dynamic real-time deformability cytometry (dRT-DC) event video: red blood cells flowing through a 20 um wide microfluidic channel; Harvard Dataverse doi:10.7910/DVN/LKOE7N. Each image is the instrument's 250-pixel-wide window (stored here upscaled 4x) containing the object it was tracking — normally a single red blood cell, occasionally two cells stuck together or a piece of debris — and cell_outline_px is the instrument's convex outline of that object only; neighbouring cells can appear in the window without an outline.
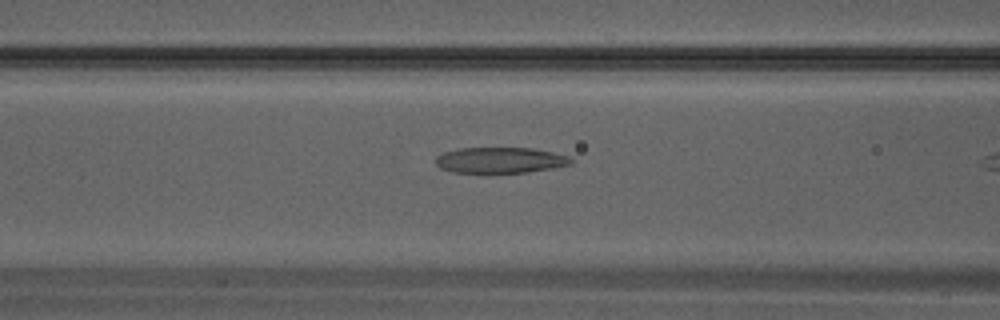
{"species": "Egyptian fruit bat (a non-hibernating species)", "species_latin": "Rousettus aegyptiacus", "temperature_condition": "warm", "stored_images_in_passage": 6, "camera_frame_rate_fps": 3000, "um_per_image_px": 0.085, "animal": {"sex": "male"}, "frame": {"image": 1, "passage_image": 5, "time_ms": 1.333, "image_size_px": [1000, 320], "cell_outline_px": [[572, 164], [552, 168], [528, 172], [484, 176], [452, 172], [440, 168], [436, 164], [436, 156], [444, 152], [456, 148], [532, 148], [552, 152], [568, 156], [572, 160]], "centroid_in_image_um": [42.44, 13.66], "position_along_channel_um": 124.2, "area_um2": 21.33}}